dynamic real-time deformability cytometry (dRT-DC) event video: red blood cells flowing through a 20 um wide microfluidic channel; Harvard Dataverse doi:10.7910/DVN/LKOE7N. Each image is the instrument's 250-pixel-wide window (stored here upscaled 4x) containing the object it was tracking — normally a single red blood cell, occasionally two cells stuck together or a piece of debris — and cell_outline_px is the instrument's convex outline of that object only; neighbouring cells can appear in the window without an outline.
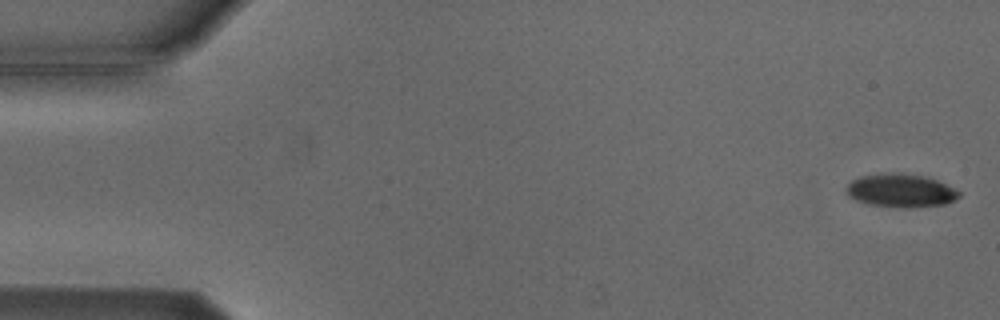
{"species": "Egyptian fruit bat (a non-hibernating species)", "species_latin": "Rousettus aegyptiacus", "temperature_condition": "cold", "stored_images_in_passage": 5, "segment_of_instrument_passage": [1, 2], "camera_frame_rate_fps": 3000, "um_per_image_px": 0.085, "animal": {"sex": "male"}, "frame": {"image": 1, "passage_image": 1, "time_ms": 0.0, "image_size_px": [1000, 320], "cell_outline_px": [[960, 196], [944, 204], [908, 208], [904, 208], [868, 204], [856, 200], [848, 196], [848, 184], [852, 180], [860, 176], [880, 172], [896, 172], [924, 176], [936, 180], [960, 192]], "centroid_in_image_um": [76.52, 16.18], "position_along_channel_um": 8.5, "area_um2": 21.79}}